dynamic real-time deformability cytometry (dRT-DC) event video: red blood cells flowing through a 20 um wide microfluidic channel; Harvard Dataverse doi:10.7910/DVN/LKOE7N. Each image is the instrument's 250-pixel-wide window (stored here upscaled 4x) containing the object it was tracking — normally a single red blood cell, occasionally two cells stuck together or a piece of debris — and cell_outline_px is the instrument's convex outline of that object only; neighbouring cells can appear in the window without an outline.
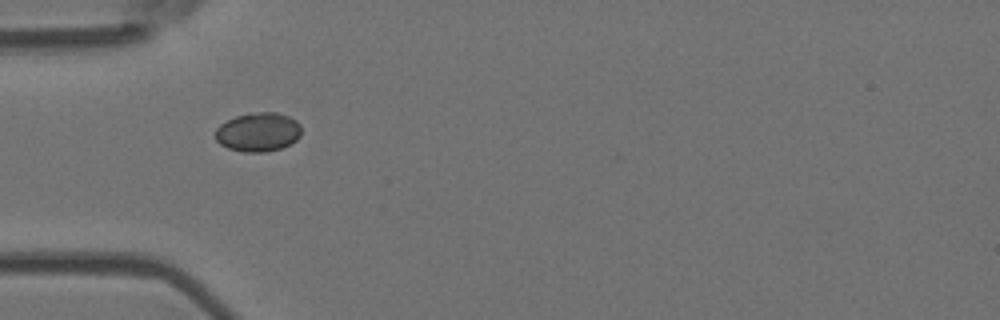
{"species": "Egyptian fruit bat (a non-hibernating species)", "species_latin": "Rousettus aegyptiacus", "temperature_condition": "room temperature", "stored_images_in_passage": 3, "camera_frame_rate_fps": 3000, "um_per_image_px": 0.085, "animal": {"sex": "female"}, "frame": {"image": 1, "passage_image": 2, "time_ms": 0.333, "image_size_px": [1000, 320], "cell_outline_px": [[300, 136], [296, 140], [280, 148], [264, 152], [244, 152], [228, 148], [220, 144], [216, 140], [216, 128], [220, 124], [236, 116], [260, 112], [276, 112], [288, 116], [296, 120], [300, 124]], "centroid_in_image_um": [21.94, 11.22], "position_along_channel_um": 63.1, "area_um2": 19.36}}
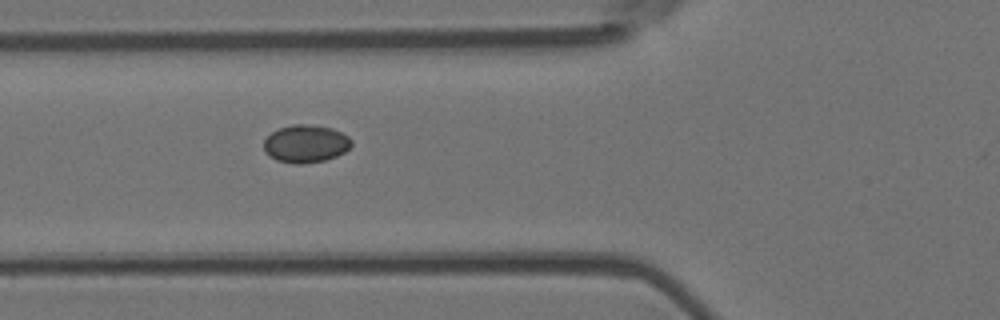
{"frame": {"image": 2, "passage_image": 3, "time_ms": 0.667, "image_size_px": [1000, 320], "cell_outline_px": [[352, 144], [344, 152], [336, 156], [324, 160], [300, 164], [296, 164], [276, 160], [268, 156], [264, 152], [264, 140], [272, 132], [280, 128], [292, 124], [312, 124], [332, 128], [348, 136], [352, 140]], "centroid_in_image_um": [25.97, 12.21], "position_along_channel_um": 99.8, "area_um2": 19.31}}